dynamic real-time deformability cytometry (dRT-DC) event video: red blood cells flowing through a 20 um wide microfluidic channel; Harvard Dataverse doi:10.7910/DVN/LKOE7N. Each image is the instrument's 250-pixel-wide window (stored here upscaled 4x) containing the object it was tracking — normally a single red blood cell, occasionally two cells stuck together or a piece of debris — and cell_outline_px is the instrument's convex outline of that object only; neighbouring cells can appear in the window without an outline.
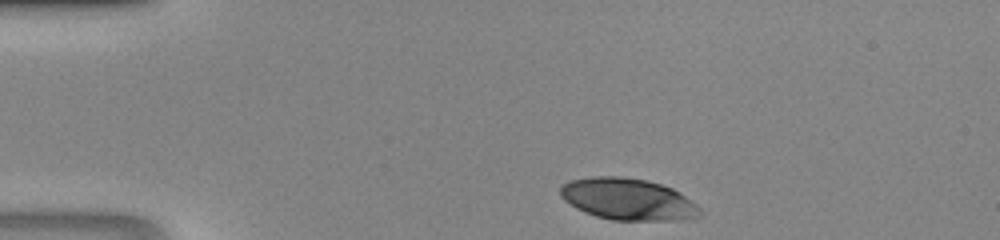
{"species": "human", "species_latin": "Homo sapiens", "temperature_condition": "room temperature", "stored_images_in_passage": 32, "camera_frame_rate_fps": 3000, "um_per_image_px": 0.085, "donor": {"sex": "male"}, "frame": {"image": 1, "passage_image": 1, "time_ms": 0.0, "image_size_px": [1000, 240], "cell_outline_px": [[704, 212], [700, 216], [680, 220], [612, 220], [596, 216], [584, 212], [576, 208], [564, 200], [560, 196], [560, 184], [568, 180], [592, 176], [620, 176], [648, 180], [672, 188], [696, 204]], "centroid_in_image_um": [53.34, 16.92], "position_along_channel_um": 31.7, "area_um2": 34.16}}
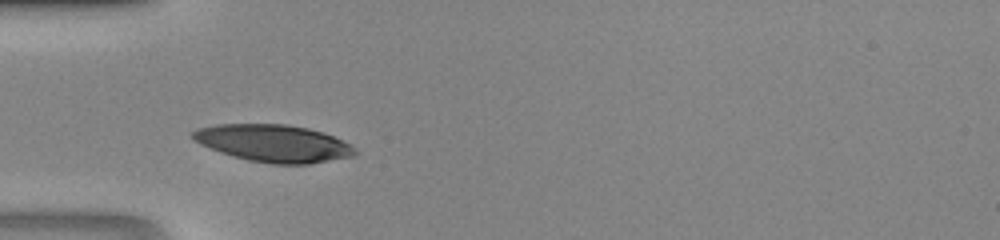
{"frame": {"image": 2, "passage_image": 7, "time_ms": 2.0, "image_size_px": [1000, 240], "cell_outline_px": [[356, 156], [308, 164], [272, 164], [248, 160], [232, 156], [220, 152], [200, 144], [192, 140], [192, 132], [196, 128], [216, 124], [284, 124], [308, 128], [324, 132], [356, 148]], "centroid_in_image_um": [23.22, 12.18], "position_along_channel_um": 61.8, "area_um2": 35.32}}
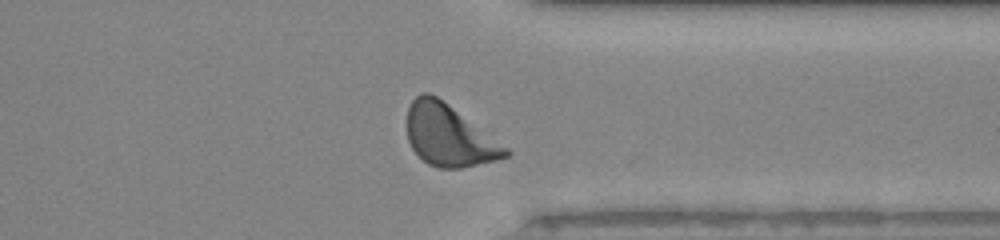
{"frame": {"image": 3, "passage_image": 28, "time_ms": 9.0, "image_size_px": [1000, 240], "cell_outline_px": [[512, 152], [508, 156], [496, 160], [460, 168], [440, 168], [428, 164], [412, 148], [408, 140], [408, 108], [412, 100], [420, 92], [428, 92], [436, 96], [508, 148]], "centroid_in_image_um": [38.15, 11.53], "position_along_channel_um": 373.3, "area_um2": 34.56}}